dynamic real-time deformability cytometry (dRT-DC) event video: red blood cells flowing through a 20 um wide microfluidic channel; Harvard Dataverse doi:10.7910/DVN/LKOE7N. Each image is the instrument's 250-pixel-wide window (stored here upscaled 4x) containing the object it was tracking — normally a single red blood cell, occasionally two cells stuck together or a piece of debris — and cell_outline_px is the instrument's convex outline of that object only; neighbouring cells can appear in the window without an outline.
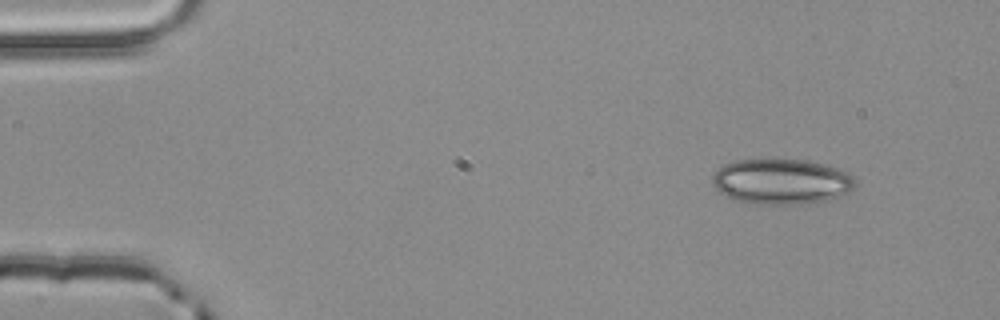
{"species": "common noctule bat (a hibernating species)", "species_latin": "Nyctalus noctula", "temperature_condition": "room temperature", "stored_images_in_passage": 3, "camera_frame_rate_fps": 3000, "um_per_image_px": 0.085, "animal": {"sex": "male", "body_mass_g": 20.4}, "frame": {"image": 1, "passage_image": 1, "time_ms": 0.0, "image_size_px": [1000, 320], "cell_outline_px": [[856, 184], [848, 192], [840, 196], [824, 200], [800, 204], [756, 204], [732, 200], [724, 196], [712, 184], [712, 176], [724, 164], [736, 160], [804, 160], [820, 164], [848, 172], [856, 180]], "centroid_in_image_um": [66.38, 15.45], "position_along_channel_um": 18.6, "area_um2": 37.51}}